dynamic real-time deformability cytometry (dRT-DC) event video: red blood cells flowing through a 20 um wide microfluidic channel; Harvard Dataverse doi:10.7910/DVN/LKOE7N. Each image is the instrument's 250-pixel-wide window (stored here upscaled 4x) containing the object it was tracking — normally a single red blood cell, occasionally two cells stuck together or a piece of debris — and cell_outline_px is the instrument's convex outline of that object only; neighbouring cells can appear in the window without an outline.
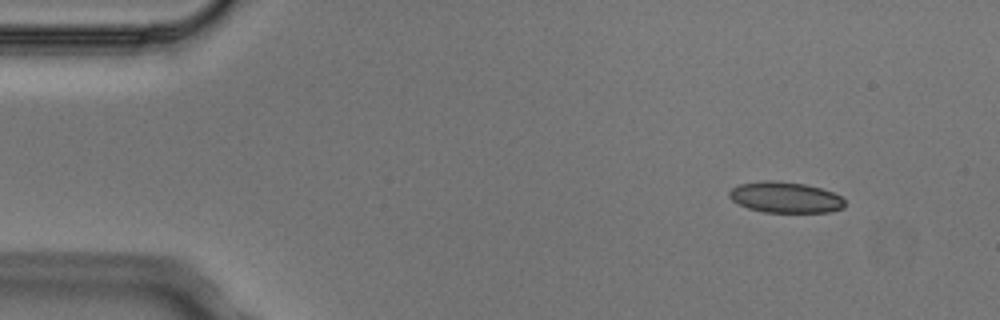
{"species": "Egyptian fruit bat (a non-hibernating species)", "species_latin": "Rousettus aegyptiacus", "temperature_condition": "cold", "stored_images_in_passage": 4, "camera_frame_rate_fps": 3000, "um_per_image_px": 0.085, "animal": {"sex": "male"}, "frame": {"image": 1, "passage_image": 1, "time_ms": 0.0, "image_size_px": [1000, 320], "cell_outline_px": [[844, 208], [832, 212], [764, 212], [748, 208], [732, 200], [728, 196], [728, 192], [732, 188], [740, 184], [764, 180], [772, 180], [804, 184], [820, 188], [832, 192], [840, 196], [844, 200]], "centroid_in_image_um": [66.75, 16.78], "position_along_channel_um": 18.3, "area_um2": 20.75}}
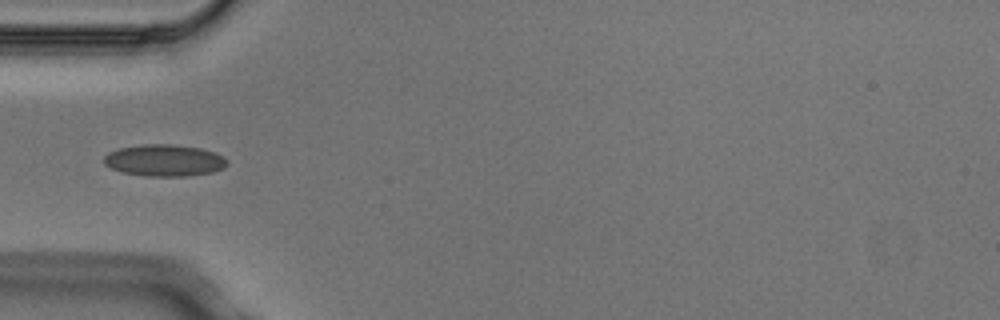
{"frame": {"image": 2, "passage_image": 4, "time_ms": 1.0, "image_size_px": [1000, 320], "cell_outline_px": [[228, 164], [224, 168], [212, 172], [188, 176], [144, 176], [120, 172], [104, 164], [104, 156], [108, 152], [120, 148], [140, 144], [172, 144], [200, 148], [216, 152], [224, 156], [228, 160]], "centroid_in_image_um": [13.99, 13.63], "position_along_channel_um": 71.0, "area_um2": 23.06}}